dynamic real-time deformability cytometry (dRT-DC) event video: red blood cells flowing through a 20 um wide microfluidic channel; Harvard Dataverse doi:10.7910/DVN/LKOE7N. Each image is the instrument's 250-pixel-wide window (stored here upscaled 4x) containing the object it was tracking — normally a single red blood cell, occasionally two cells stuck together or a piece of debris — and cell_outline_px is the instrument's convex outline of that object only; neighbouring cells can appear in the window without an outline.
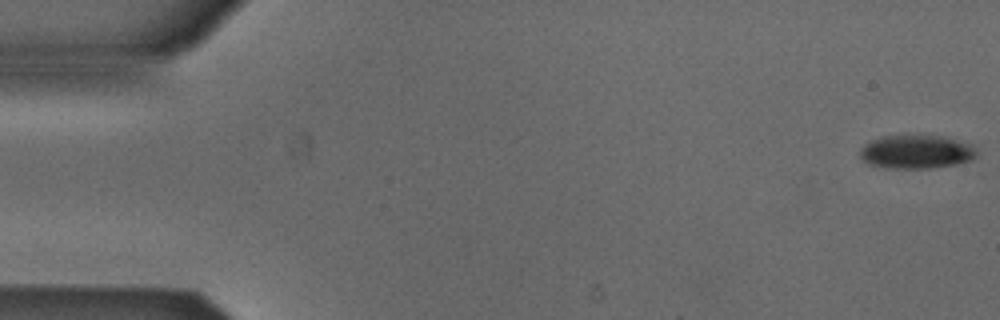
{"species": "Egyptian fruit bat (a non-hibernating species)", "species_latin": "Rousettus aegyptiacus", "temperature_condition": "cold", "stored_images_in_passage": 9, "camera_frame_rate_fps": 3000, "um_per_image_px": 0.085, "animal": {"sex": "male"}, "frame": {"image": 1, "passage_image": 1, "time_ms": 0.0, "image_size_px": [1000, 320], "cell_outline_px": [[976, 156], [972, 160], [956, 164], [932, 168], [884, 168], [868, 164], [860, 156], [860, 148], [864, 144], [880, 136], [944, 136], [972, 144], [976, 148]], "centroid_in_image_um": [77.89, 12.91], "position_along_channel_um": 7.1, "area_um2": 22.95}}